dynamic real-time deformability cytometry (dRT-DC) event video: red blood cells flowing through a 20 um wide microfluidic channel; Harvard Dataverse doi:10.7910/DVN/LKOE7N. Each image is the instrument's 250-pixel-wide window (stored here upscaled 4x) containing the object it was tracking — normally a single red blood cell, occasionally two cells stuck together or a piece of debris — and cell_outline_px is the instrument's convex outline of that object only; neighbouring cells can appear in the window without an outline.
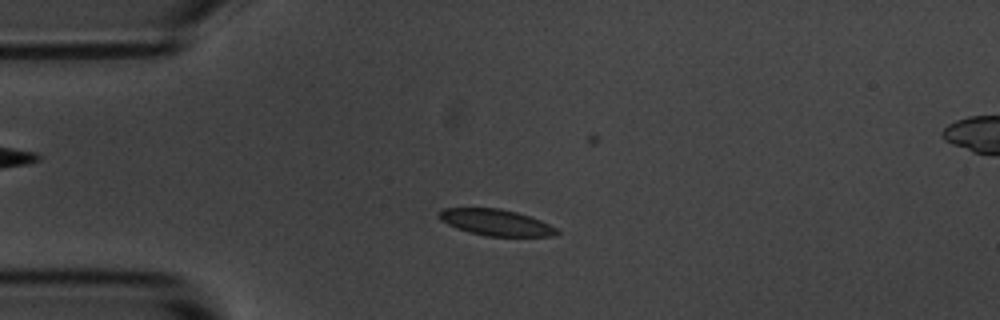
{"species": "common noctule bat (a hibernating species)", "species_latin": "Nyctalus noctula", "temperature_condition": "room temperature", "stored_images_in_passage": 4, "camera_frame_rate_fps": 3000, "um_per_image_px": 0.085, "animal": {"sex": "male", "body_mass_g": 20.1, "forearm_length_mm": 53.5}, "frame": {"image": 1, "passage_image": 2, "time_ms": 1.333, "image_size_px": [1000, 320], "cell_outline_px": [[560, 232], [556, 236], [484, 236], [468, 232], [456, 228], [440, 220], [436, 216], [444, 208], [500, 208], [516, 212], [540, 220], [556, 228]], "centroid_in_image_um": [42.13, 18.91], "position_along_channel_um": 42.9, "area_um2": 18.03}}